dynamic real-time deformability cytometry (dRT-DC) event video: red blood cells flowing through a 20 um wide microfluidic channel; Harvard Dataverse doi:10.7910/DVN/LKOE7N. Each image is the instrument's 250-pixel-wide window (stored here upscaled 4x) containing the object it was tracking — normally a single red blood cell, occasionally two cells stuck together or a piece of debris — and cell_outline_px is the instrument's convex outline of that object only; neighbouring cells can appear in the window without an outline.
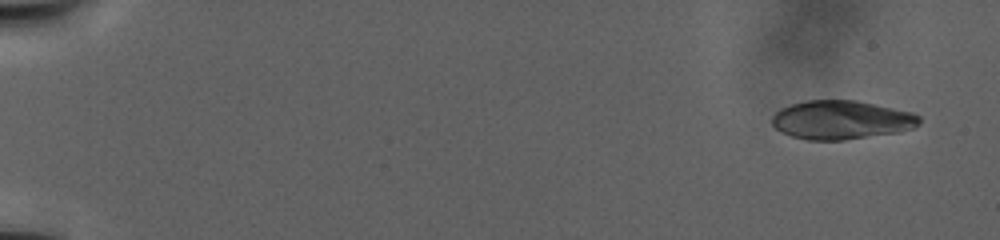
{"species": "human", "species_latin": "Homo sapiens", "temperature_condition": "warm", "stored_images_in_passage": 71, "camera_frame_rate_fps": 3000, "um_per_image_px": 0.085, "donor": {"sex": "male"}, "frame": {"image": 1, "passage_image": 3, "time_ms": 2.0, "image_size_px": [1000, 240], "cell_outline_px": [[920, 124], [912, 128], [900, 132], [844, 140], [808, 140], [792, 136], [780, 132], [772, 124], [772, 116], [780, 108], [792, 104], [808, 100], [856, 100], [912, 112], [920, 116]], "centroid_in_image_um": [71.52, 10.19], "position_along_channel_um": 13.5, "area_um2": 33.35}}
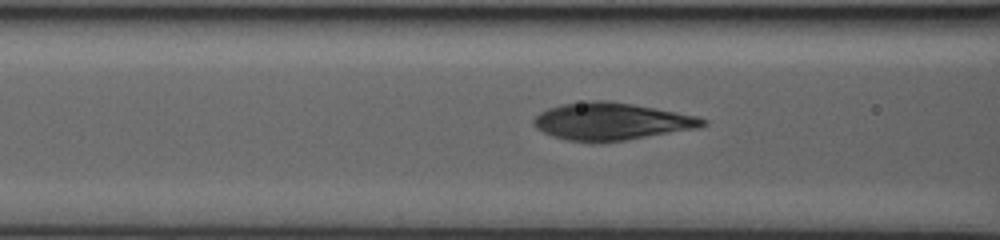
{"frame": {"image": 2, "passage_image": 41, "time_ms": 18.0, "image_size_px": [1000, 240], "cell_outline_px": [[708, 124], [700, 128], [600, 144], [592, 144], [568, 140], [552, 136], [536, 128], [532, 124], [532, 120], [540, 112], [548, 108], [560, 104], [592, 100], [604, 100], [632, 104], [676, 112], [696, 116], [708, 120]], "centroid_in_image_um": [51.95, 10.34], "position_along_channel_um": 114.7, "area_um2": 37.17}}
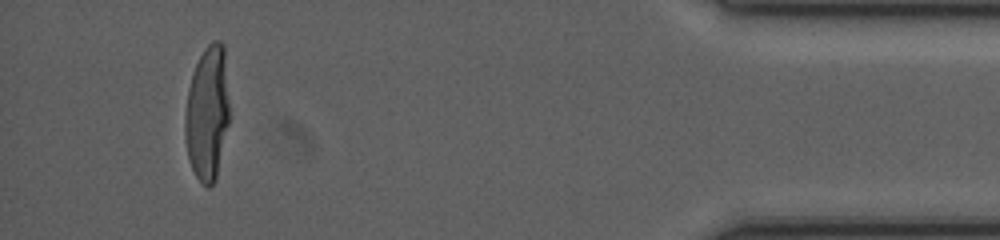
{"frame": {"image": 3, "passage_image": 69, "time_ms": 38.333, "image_size_px": [1000, 240], "cell_outline_px": [[228, 124], [216, 176], [212, 184], [208, 188], [196, 176], [188, 160], [184, 136], [184, 116], [188, 88], [196, 64], [204, 48], [212, 40], [220, 40], [224, 44], [228, 100]], "centroid_in_image_um": [17.6, 9.59], "position_along_channel_um": 417.6, "area_um2": 34.62}}